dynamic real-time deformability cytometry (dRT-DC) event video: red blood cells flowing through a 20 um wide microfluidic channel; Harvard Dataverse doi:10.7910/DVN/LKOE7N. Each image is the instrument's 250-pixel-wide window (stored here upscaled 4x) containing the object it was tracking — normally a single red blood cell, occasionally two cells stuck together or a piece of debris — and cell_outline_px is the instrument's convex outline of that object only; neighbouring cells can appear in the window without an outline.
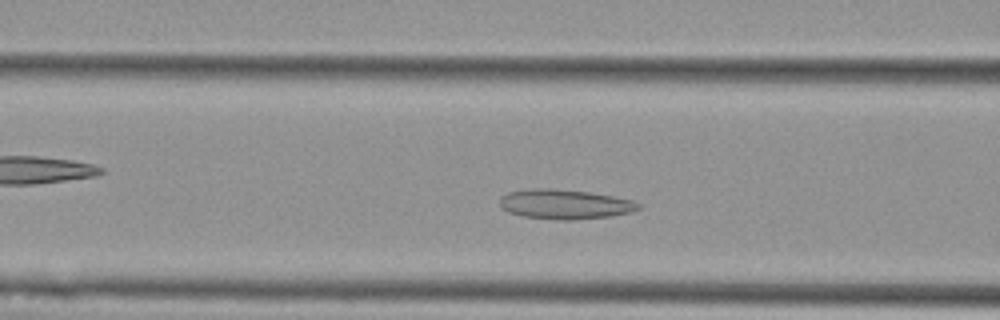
{"species": "Egyptian fruit bat (a non-hibernating species)", "species_latin": "Rousettus aegyptiacus", "temperature_condition": "cold", "stored_images_in_passage": 45, "camera_frame_rate_fps": 3000, "um_per_image_px": 0.085, "animal": {"sex": "female"}, "frame": {"image": 1, "passage_image": 11, "time_ms": 3.333, "image_size_px": [1000, 320], "cell_outline_px": [[640, 208], [632, 212], [612, 216], [572, 220], [560, 220], [524, 216], [508, 212], [500, 204], [500, 196], [508, 192], [528, 188], [548, 188], [588, 192], [612, 196], [632, 200], [640, 204]], "centroid_in_image_um": [48.01, 17.36], "position_along_channel_um": 118.6, "area_um2": 23.93}}
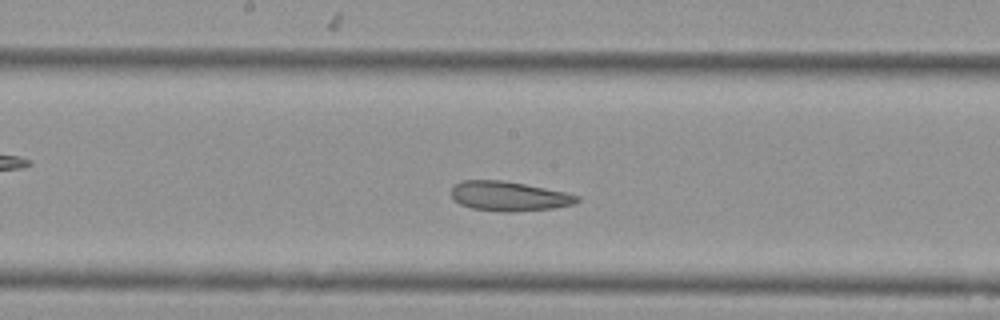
{"frame": {"image": 2, "passage_image": 18, "time_ms": 5.667, "image_size_px": [1000, 320], "cell_outline_px": [[580, 200], [572, 204], [552, 208], [512, 212], [508, 212], [472, 208], [460, 204], [452, 200], [452, 184], [460, 180], [500, 180], [524, 184], [564, 192], [580, 196]], "centroid_in_image_um": [43.2, 16.67], "position_along_channel_um": 205.0, "area_um2": 21.56}}
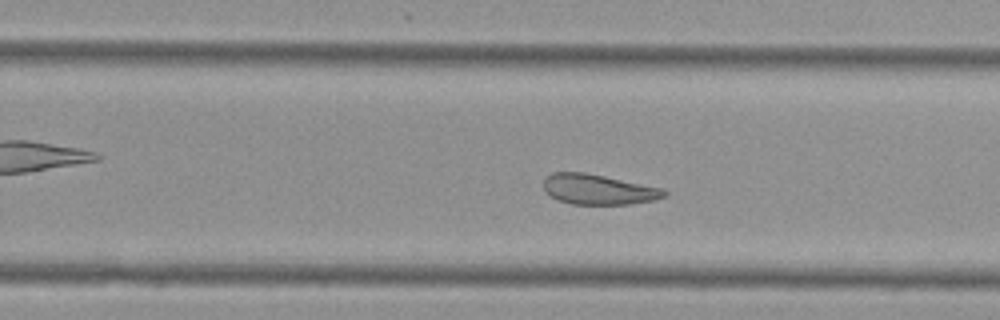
{"frame": {"image": 3, "passage_image": 24, "time_ms": 7.667, "image_size_px": [1000, 320], "cell_outline_px": [[668, 196], [652, 200], [628, 204], [572, 204], [556, 200], [544, 192], [544, 176], [552, 172], [584, 172], [664, 188], [668, 192]], "centroid_in_image_um": [50.83, 16.1], "position_along_channel_um": 279.0, "area_um2": 21.44}, "authors_computed_cell_mechanics": {"area_um2": 24.6228, "velocity_mm_per_s": 3.7194, "shape_relaxation_time_tau1_ms": null, "shape_relaxation_time_tau2_ms": 3.0057, "deformation_change_tau1": null, "deformation_change_tau2": 0.0834}}